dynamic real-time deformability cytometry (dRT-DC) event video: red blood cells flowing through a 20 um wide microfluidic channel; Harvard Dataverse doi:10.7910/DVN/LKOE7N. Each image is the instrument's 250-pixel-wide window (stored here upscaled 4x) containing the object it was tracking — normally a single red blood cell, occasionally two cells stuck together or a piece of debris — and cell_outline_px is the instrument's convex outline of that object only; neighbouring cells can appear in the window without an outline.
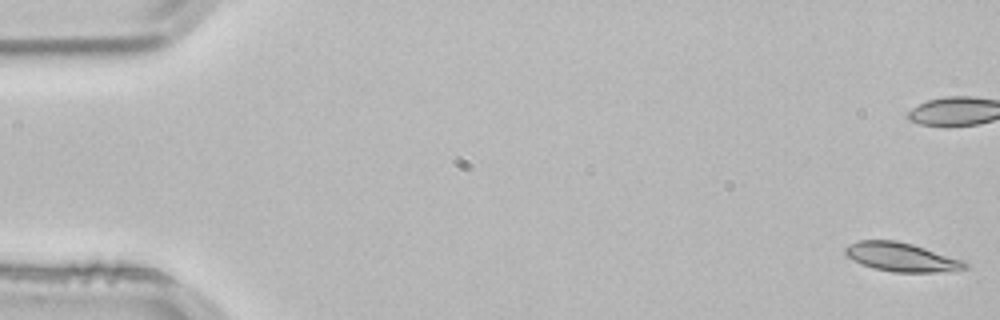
{"species": "common noctule bat (a hibernating species)", "species_latin": "Nyctalus noctula", "temperature_condition": "room temperature", "stored_images_in_passage": 15, "camera_frame_rate_fps": 3000, "um_per_image_px": 0.085, "animal": {"sex": "male", "body_mass_g": 21.5, "forearm_length_mm": 52.0}, "frame": {"image": 1, "passage_image": 1, "time_ms": 0.0, "image_size_px": [1000, 320], "cell_outline_px": [[968, 268], [956, 272], [892, 272], [860, 264], [852, 260], [844, 252], [844, 248], [848, 244], [860, 240], [896, 240], [912, 244], [968, 260]], "centroid_in_image_um": [76.72, 21.86], "position_along_channel_um": 8.3, "area_um2": 20.63}}